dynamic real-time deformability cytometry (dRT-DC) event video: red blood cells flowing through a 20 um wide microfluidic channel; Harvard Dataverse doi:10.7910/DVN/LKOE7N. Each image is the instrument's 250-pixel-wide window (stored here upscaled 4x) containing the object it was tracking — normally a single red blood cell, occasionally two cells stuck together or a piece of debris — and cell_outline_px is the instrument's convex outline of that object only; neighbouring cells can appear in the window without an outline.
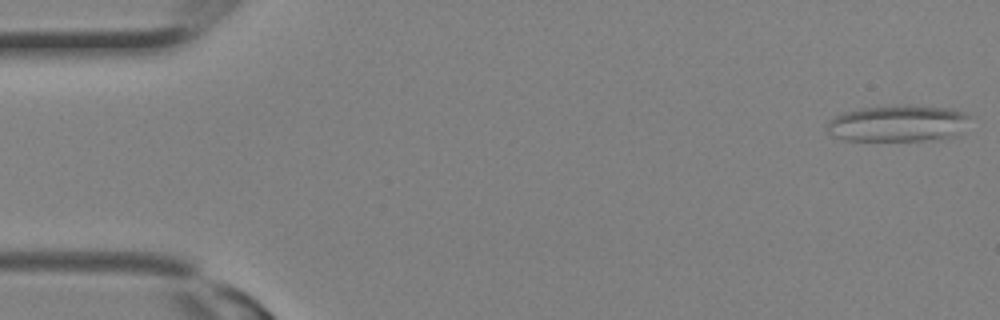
{"species": "Egyptian fruit bat (a non-hibernating species)", "species_latin": "Rousettus aegyptiacus", "temperature_condition": "room temperature", "stored_images_in_passage": 16, "camera_frame_rate_fps": 3000, "um_per_image_px": 0.085, "animal": {"sex": "female"}, "frame": {"image": 1, "passage_image": 1, "time_ms": 0.0, "image_size_px": [1000, 320], "cell_outline_px": [[972, 116], [952, 136], [924, 140], [844, 140], [832, 136], [828, 132], [828, 120], [832, 116], [844, 112], [860, 108], [904, 104], [908, 104], [952, 108], [964, 112]], "centroid_in_image_um": [76.26, 10.45], "position_along_channel_um": 8.7, "area_um2": 30.35}}
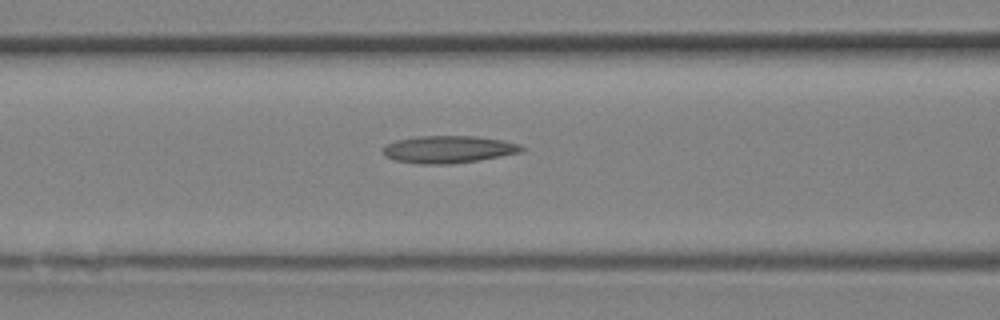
{"frame": {"image": 2, "passage_image": 12, "time_ms": 3.667, "image_size_px": [1000, 320], "cell_outline_px": [[528, 148], [520, 152], [480, 160], [448, 164], [416, 164], [396, 160], [384, 156], [380, 148], [396, 140], [416, 136], [476, 136], [500, 140], [520, 144]], "centroid_in_image_um": [38.09, 12.7], "position_along_channel_um": 128.5, "area_um2": 22.2}}
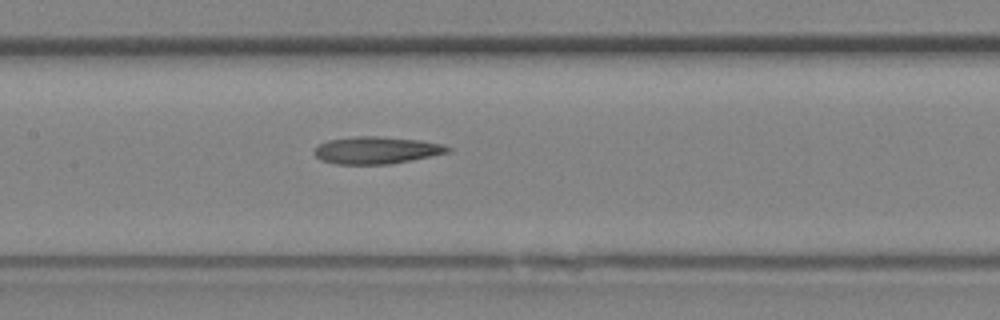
{"frame": {"image": 3, "passage_image": 14, "time_ms": 4.333, "image_size_px": [1000, 320], "cell_outline_px": [[452, 152], [388, 164], [336, 164], [320, 160], [312, 152], [320, 144], [328, 140], [356, 136], [380, 136], [416, 140], [440, 144], [452, 148]], "centroid_in_image_um": [31.97, 12.77], "position_along_channel_um": 175.4, "area_um2": 20.98}}